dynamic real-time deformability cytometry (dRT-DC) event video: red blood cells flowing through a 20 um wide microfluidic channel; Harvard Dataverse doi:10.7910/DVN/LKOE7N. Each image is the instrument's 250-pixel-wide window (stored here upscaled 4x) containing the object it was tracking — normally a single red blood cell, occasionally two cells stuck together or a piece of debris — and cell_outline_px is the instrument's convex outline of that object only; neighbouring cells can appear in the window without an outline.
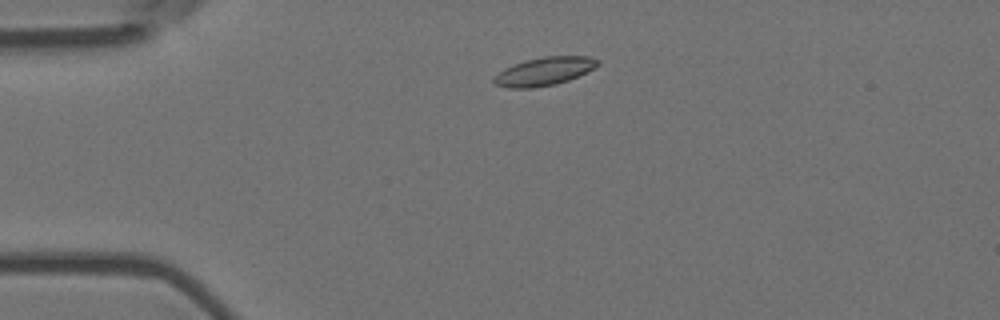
{"species": "Egyptian fruit bat (a non-hibernating species)", "species_latin": "Rousettus aegyptiacus", "temperature_condition": "room temperature", "stored_images_in_passage": 3, "camera_frame_rate_fps": 3000, "um_per_image_px": 0.085, "animal": {"sex": "female"}, "frame": {"image": 1, "passage_image": 2, "time_ms": 0.333, "image_size_px": [1000, 320], "cell_outline_px": [[600, 64], [568, 80], [556, 84], [532, 88], [508, 88], [496, 84], [492, 80], [492, 76], [504, 68], [512, 64], [524, 60], [544, 56], [588, 56], [600, 60]], "centroid_in_image_um": [46.2, 6.06], "position_along_channel_um": 38.8, "area_um2": 17.11}}